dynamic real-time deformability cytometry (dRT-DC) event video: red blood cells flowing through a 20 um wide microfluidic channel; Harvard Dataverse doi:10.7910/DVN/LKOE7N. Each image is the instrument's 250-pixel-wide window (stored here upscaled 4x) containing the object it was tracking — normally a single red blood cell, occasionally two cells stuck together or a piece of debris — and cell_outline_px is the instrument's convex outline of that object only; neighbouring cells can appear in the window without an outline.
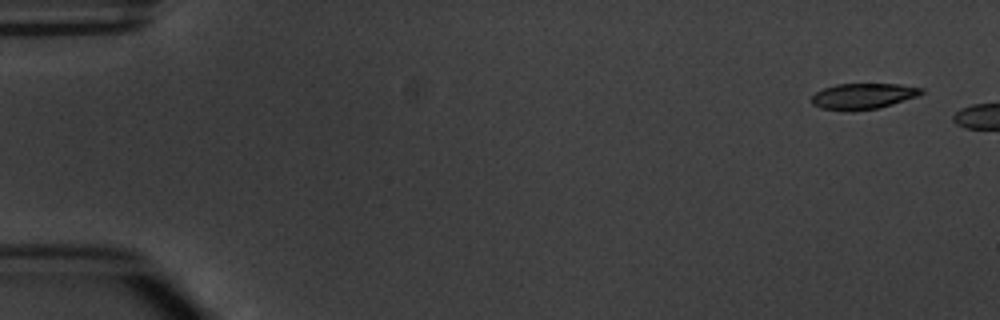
{"species": "common noctule bat (a hibernating species)", "species_latin": "Nyctalus noctula", "temperature_condition": "warm", "stored_images_in_passage": 2, "camera_frame_rate_fps": 3000, "um_per_image_px": 0.085, "animal": {"sex": "male", "body_mass_g": 20.1, "forearm_length_mm": 53.5}, "frame": {"image": 1, "passage_image": 1, "time_ms": 0.0, "image_size_px": [1000, 320], "cell_outline_px": [[924, 92], [916, 96], [892, 104], [876, 108], [852, 112], [844, 112], [820, 108], [812, 104], [812, 96], [816, 92], [824, 88], [836, 84], [896, 84], [924, 88]], "centroid_in_image_um": [73.31, 8.19], "position_along_channel_um": 11.7, "area_um2": 16.59}}